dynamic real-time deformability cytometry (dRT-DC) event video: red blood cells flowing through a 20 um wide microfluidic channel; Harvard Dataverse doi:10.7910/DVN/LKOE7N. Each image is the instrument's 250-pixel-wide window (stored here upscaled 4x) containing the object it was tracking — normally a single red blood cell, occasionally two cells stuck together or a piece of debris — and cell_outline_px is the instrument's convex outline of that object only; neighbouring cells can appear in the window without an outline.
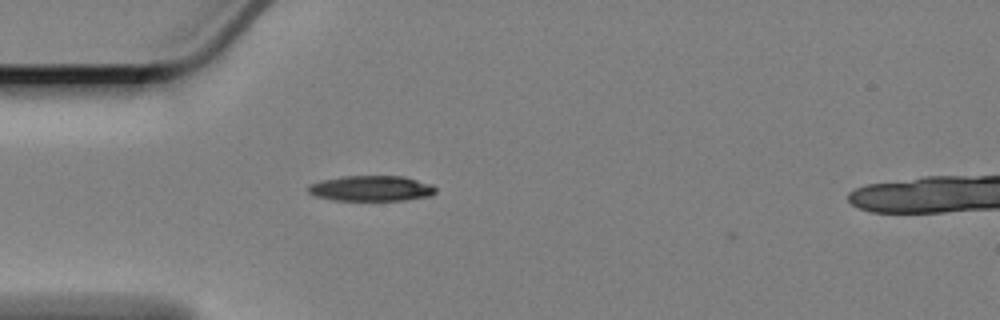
{"species": "Egyptian fruit bat (a non-hibernating species)", "species_latin": "Rousettus aegyptiacus", "temperature_condition": "cold", "stored_images_in_passage": 44, "camera_frame_rate_fps": 3000, "um_per_image_px": 0.085, "animal": {"sex": "female"}, "frame": {"image": 1, "passage_image": 1, "time_ms": 0.0, "image_size_px": [1000, 320], "cell_outline_px": [[436, 192], [432, 196], [404, 200], [332, 200], [316, 196], [308, 192], [308, 184], [320, 180], [344, 176], [404, 176], [432, 184], [436, 188]], "centroid_in_image_um": [31.57, 16.01], "position_along_channel_um": 53.4, "area_um2": 19.07}}
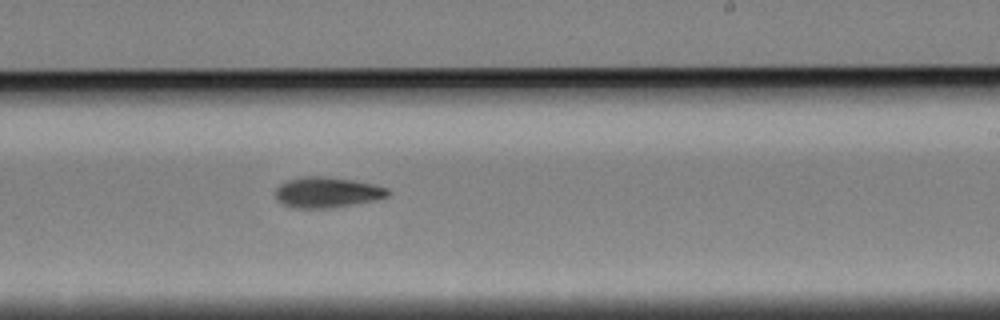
{"frame": {"image": 2, "passage_image": 20, "time_ms": 6.333, "image_size_px": [1000, 320], "cell_outline_px": [[392, 192], [388, 196], [376, 200], [328, 208], [292, 208], [280, 204], [276, 200], [276, 188], [284, 180], [304, 176], [324, 176], [352, 180], [376, 184], [388, 188]], "centroid_in_image_um": [27.78, 16.34], "position_along_channel_um": 261.2, "area_um2": 20.35}}
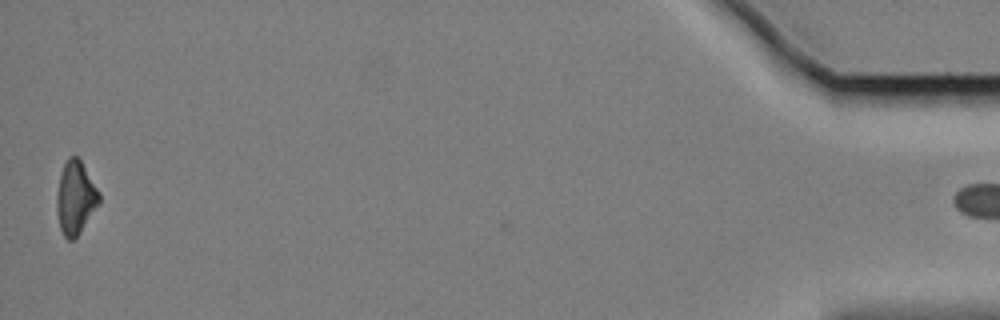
{"frame": {"image": 3, "passage_image": 43, "time_ms": 14.0, "image_size_px": [1000, 320], "cell_outline_px": [[100, 204], [80, 232], [72, 240], [68, 240], [64, 236], [60, 228], [56, 208], [56, 196], [60, 172], [68, 156], [76, 156], [80, 160], [100, 192]], "centroid_in_image_um": [6.41, 16.8], "position_along_channel_um": 428.8, "area_um2": 18.15}}